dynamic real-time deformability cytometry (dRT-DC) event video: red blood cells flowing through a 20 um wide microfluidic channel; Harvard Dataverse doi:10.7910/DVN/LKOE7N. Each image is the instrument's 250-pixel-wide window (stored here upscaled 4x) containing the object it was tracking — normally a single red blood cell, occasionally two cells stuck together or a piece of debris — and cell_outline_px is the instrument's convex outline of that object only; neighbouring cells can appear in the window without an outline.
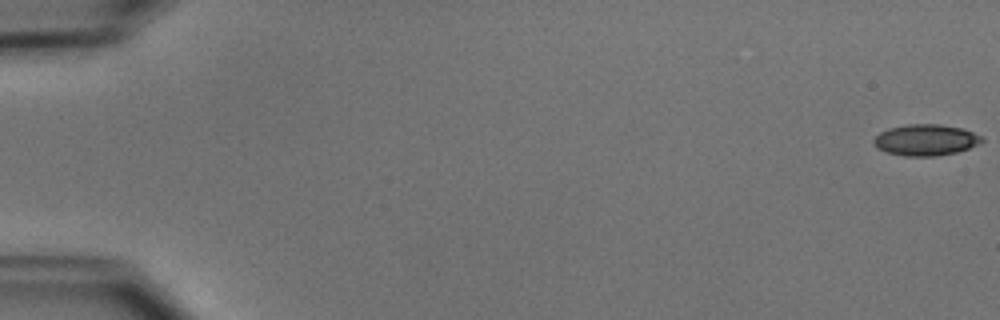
{"species": "common noctule bat (a hibernating species)", "species_latin": "Nyctalus noctula", "temperature_condition": "cold", "stored_images_in_passage": 52, "camera_frame_rate_fps": 3000, "um_per_image_px": 0.085, "animal": {"sex": "male", "body_mass_g": 15.6}, "frame": {"image": 1, "passage_image": 1, "time_ms": 0.0, "image_size_px": [1000, 320], "cell_outline_px": [[984, 140], [968, 148], [956, 152], [936, 156], [904, 156], [888, 152], [876, 148], [872, 140], [880, 132], [888, 128], [908, 124], [940, 124], [964, 128], [980, 136]], "centroid_in_image_um": [78.65, 11.89], "position_along_channel_um": 6.4, "area_um2": 19.59}}
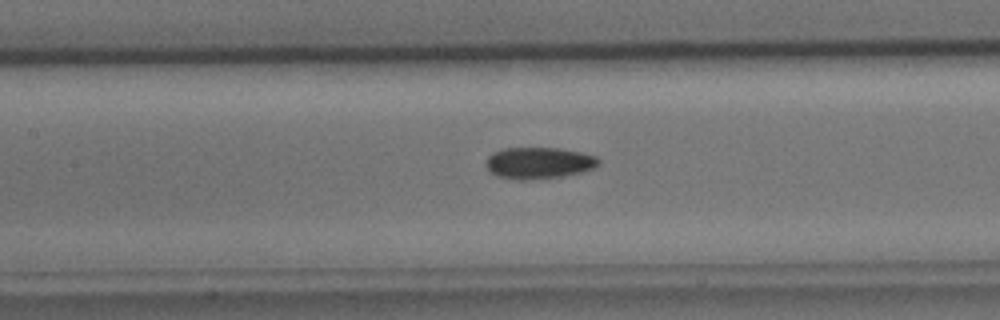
{"frame": {"image": 2, "passage_image": 25, "time_ms": 8.0, "image_size_px": [1000, 320], "cell_outline_px": [[600, 164], [596, 168], [584, 172], [560, 176], [524, 180], [516, 180], [496, 176], [488, 172], [484, 164], [488, 156], [492, 152], [504, 148], [560, 148], [580, 152], [596, 156], [600, 160]], "centroid_in_image_um": [45.77, 13.85], "position_along_channel_um": 161.6, "area_um2": 21.04}}
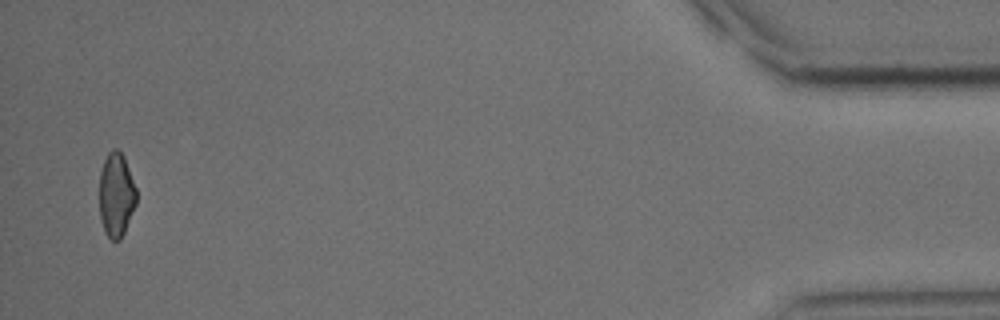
{"frame": {"image": 3, "passage_image": 51, "time_ms": 16.667, "image_size_px": [1000, 320], "cell_outline_px": [[136, 204], [124, 232], [120, 240], [112, 240], [104, 232], [100, 220], [100, 172], [104, 160], [108, 152], [112, 148], [116, 148], [124, 156], [136, 188]], "centroid_in_image_um": [9.87, 16.55], "position_along_channel_um": 425.3, "area_um2": 18.15}, "authors_computed_cell_mechanics": {"area_um2": 19.7387, "velocity_mm_per_s": 3.9439, "shape_relaxation_time_tau1_ms": 5.8849, "shape_relaxation_time_tau2_ms": 6.1639, "deformation_change_tau1": 0.1254, "deformation_change_tau2": 0.1218}}